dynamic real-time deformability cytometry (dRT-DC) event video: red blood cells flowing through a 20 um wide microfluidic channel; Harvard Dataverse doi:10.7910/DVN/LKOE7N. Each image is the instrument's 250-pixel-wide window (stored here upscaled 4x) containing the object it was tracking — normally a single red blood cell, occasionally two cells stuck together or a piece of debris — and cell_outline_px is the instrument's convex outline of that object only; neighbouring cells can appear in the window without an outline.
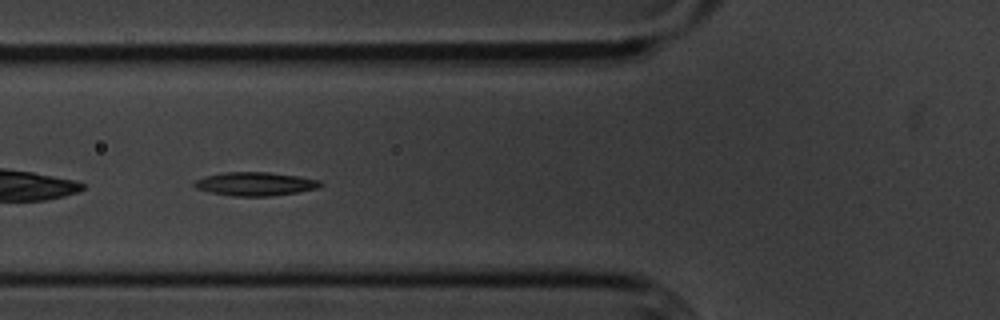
{"species": "common noctule bat (a hibernating species)", "species_latin": "Nyctalus noctula", "temperature_condition": "cold", "stored_images_in_passage": 41, "camera_frame_rate_fps": 3000, "um_per_image_px": 0.085, "animal": {"sex": "male", "body_mass_g": 20.1, "forearm_length_mm": 53.5}, "frame": {"image": 1, "passage_image": 5, "time_ms": 1.333, "image_size_px": [1000, 320], "cell_outline_px": [[324, 184], [316, 188], [296, 192], [272, 196], [232, 196], [212, 192], [196, 188], [192, 184], [196, 180], [204, 176], [224, 172], [268, 172], [296, 176], [320, 180]], "centroid_in_image_um": [21.67, 15.63], "position_along_channel_um": 104.1, "area_um2": 17.17}}
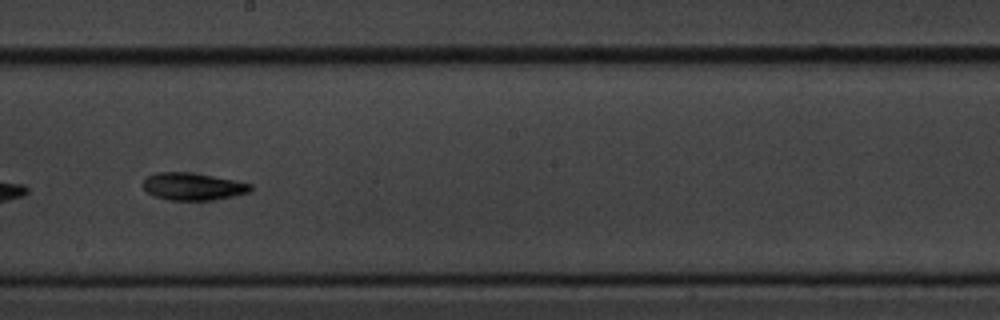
{"frame": {"image": 2, "passage_image": 16, "time_ms": 5.0, "image_size_px": [1000, 320], "cell_outline_px": [[252, 192], [236, 196], [212, 200], [168, 200], [152, 196], [144, 188], [144, 180], [148, 176], [156, 172], [188, 172], [236, 180], [252, 184]], "centroid_in_image_um": [16.44, 15.86], "position_along_channel_um": 231.8, "area_um2": 17.28}}
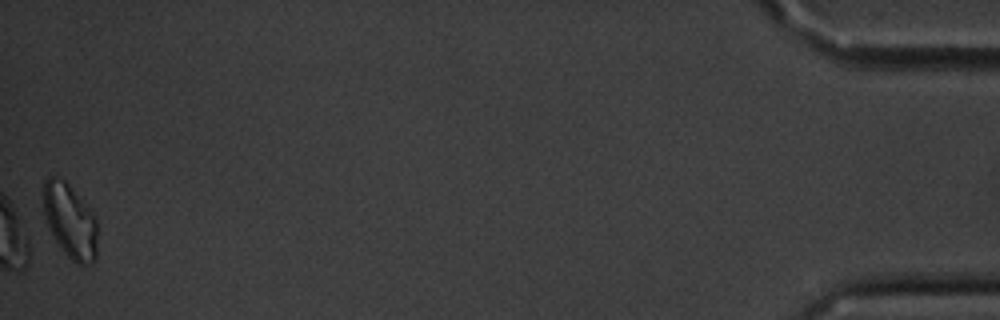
{"frame": {"image": 3, "passage_image": 41, "time_ms": 13.333, "image_size_px": [1000, 320], "cell_outline_px": [[96, 260], [92, 264], [84, 268], [76, 264], [60, 248], [48, 228], [44, 216], [44, 180], [48, 176], [56, 176], [64, 180], [68, 184], [96, 216]], "centroid_in_image_um": [5.96, 18.83], "position_along_channel_um": 429.2, "area_um2": 23.64}, "authors_computed_cell_mechanics": {"area_um2": 17.1666, "velocity_mm_per_s": 3.4751, "shape_relaxation_time_tau1_ms": 3.0574, "shape_relaxation_time_tau2_ms": null, "deformation_change_tau1": 0.1116, "deformation_change_tau2": null}}